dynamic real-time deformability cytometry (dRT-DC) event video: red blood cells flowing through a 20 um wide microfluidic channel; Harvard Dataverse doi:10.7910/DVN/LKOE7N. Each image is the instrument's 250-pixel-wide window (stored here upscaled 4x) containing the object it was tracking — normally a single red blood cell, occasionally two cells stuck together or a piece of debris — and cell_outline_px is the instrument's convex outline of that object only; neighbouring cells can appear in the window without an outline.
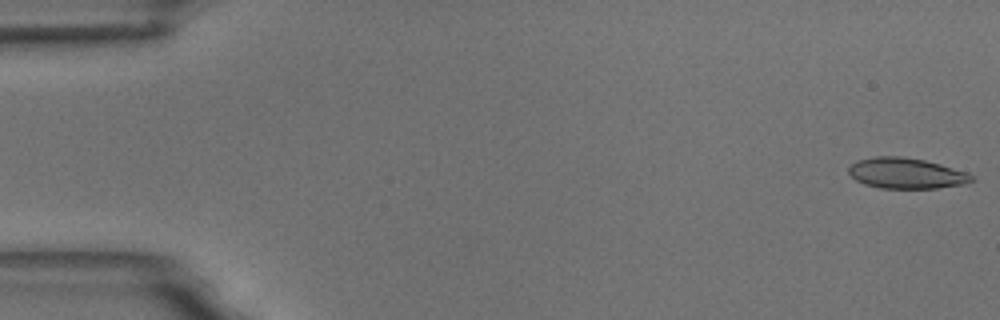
{"species": "common noctule bat (a hibernating species)", "species_latin": "Nyctalus noctula", "temperature_condition": "room temperature", "stored_images_in_passage": 4, "camera_frame_rate_fps": 3000, "um_per_image_px": 0.085, "animal": {"sex": "male", "body_mass_g": 18.8}, "frame": {"image": 1, "passage_image": 1, "time_ms": 0.0, "image_size_px": [1000, 320], "cell_outline_px": [[976, 180], [968, 184], [936, 188], [880, 188], [864, 184], [856, 180], [848, 172], [848, 168], [856, 160], [876, 156], [900, 156], [924, 160], [940, 164], [968, 172]], "centroid_in_image_um": [77.06, 14.73], "position_along_channel_um": 7.9, "area_um2": 22.14}}